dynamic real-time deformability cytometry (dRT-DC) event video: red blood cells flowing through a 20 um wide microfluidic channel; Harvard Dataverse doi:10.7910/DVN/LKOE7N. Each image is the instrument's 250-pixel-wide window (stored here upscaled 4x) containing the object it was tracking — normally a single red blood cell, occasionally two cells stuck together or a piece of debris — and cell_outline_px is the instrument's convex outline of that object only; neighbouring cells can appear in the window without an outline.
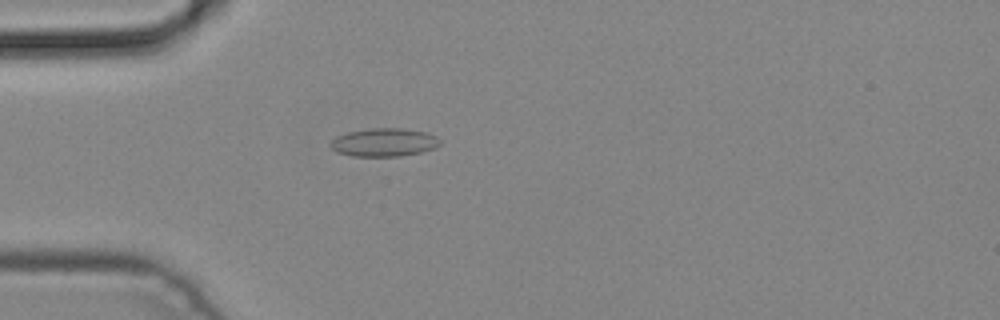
{"species": "common noctule bat (a hibernating species)", "species_latin": "Nyctalus noctula", "temperature_condition": "cold", "stored_images_in_passage": 4, "camera_frame_rate_fps": 3000, "um_per_image_px": 0.085, "animal": {"sex": "male", "body_mass_g": 19.2, "forearm_length_mm": 51.8}, "frame": {"image": 1, "passage_image": 4, "time_ms": 1.0, "image_size_px": [1000, 320], "cell_outline_px": [[440, 144], [436, 148], [420, 152], [400, 156], [352, 156], [336, 152], [328, 144], [336, 136], [348, 132], [368, 128], [404, 128], [424, 132], [436, 136], [440, 140]], "centroid_in_image_um": [32.62, 12.1], "position_along_channel_um": 52.4, "area_um2": 18.09}}